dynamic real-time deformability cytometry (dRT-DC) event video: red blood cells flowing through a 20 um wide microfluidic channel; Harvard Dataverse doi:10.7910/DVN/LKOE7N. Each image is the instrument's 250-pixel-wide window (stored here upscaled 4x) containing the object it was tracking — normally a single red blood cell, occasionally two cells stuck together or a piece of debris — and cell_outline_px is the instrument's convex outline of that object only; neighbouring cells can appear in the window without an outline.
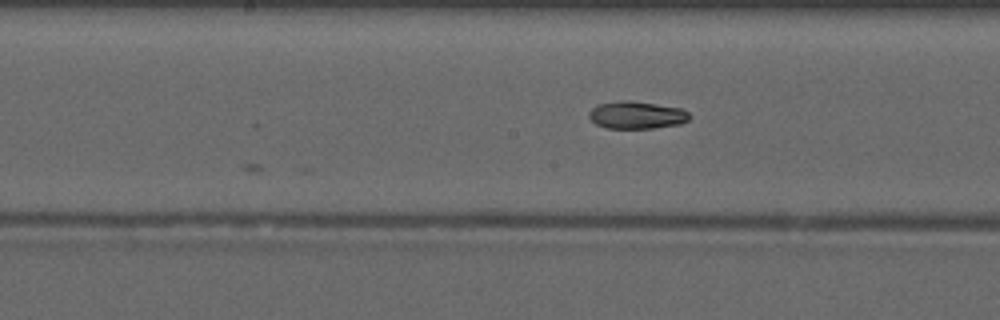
{"species": "common noctule bat (a hibernating species)", "species_latin": "Nyctalus noctula", "temperature_condition": "warm", "stored_images_in_passage": 8, "camera_frame_rate_fps": 3000, "um_per_image_px": 0.085, "animal": {"sex": "male", "forearm_length_mm": 52.5}, "frame": {"image": 1, "passage_image": 7, "time_ms": 8.0, "image_size_px": [1000, 320], "cell_outline_px": [[692, 116], [688, 120], [680, 124], [652, 128], [604, 128], [596, 124], [588, 116], [588, 112], [596, 104], [620, 100], [632, 100], [680, 108], [688, 112]], "centroid_in_image_um": [54.09, 9.77], "position_along_channel_um": 194.1, "area_um2": 16.24}}